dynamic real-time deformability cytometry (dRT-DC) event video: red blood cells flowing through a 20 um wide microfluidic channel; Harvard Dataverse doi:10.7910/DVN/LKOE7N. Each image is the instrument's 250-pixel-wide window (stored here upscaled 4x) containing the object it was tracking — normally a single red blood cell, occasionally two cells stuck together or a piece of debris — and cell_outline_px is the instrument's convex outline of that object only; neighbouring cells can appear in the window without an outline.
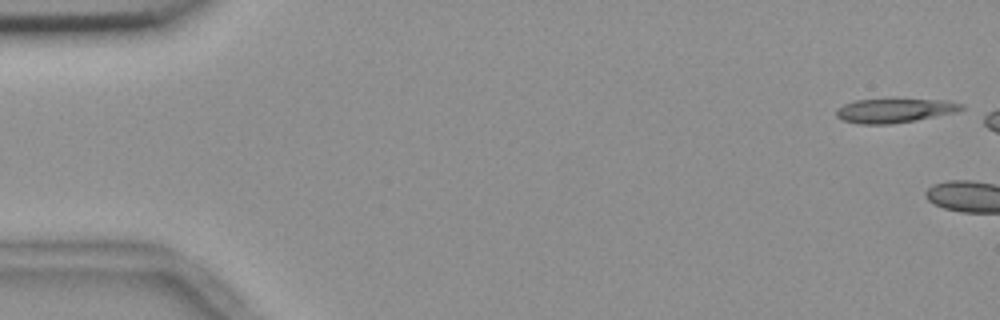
{"species": "common noctule bat (a hibernating species)", "species_latin": "Nyctalus noctula", "temperature_condition": "room temperature", "stored_images_in_passage": 4, "camera_frame_rate_fps": 3000, "um_per_image_px": 0.085, "animal": {"sex": "female", "body_mass_g": 18.4}, "frame": {"image": 1, "passage_image": 1, "time_ms": 0.0, "image_size_px": [1000, 320], "cell_outline_px": [[964, 108], [956, 112], [916, 120], [892, 124], [856, 124], [844, 120], [836, 116], [836, 112], [844, 104], [856, 100], [948, 100], [964, 104]], "centroid_in_image_um": [76.06, 9.41], "position_along_channel_um": 8.9, "area_um2": 17.34}}